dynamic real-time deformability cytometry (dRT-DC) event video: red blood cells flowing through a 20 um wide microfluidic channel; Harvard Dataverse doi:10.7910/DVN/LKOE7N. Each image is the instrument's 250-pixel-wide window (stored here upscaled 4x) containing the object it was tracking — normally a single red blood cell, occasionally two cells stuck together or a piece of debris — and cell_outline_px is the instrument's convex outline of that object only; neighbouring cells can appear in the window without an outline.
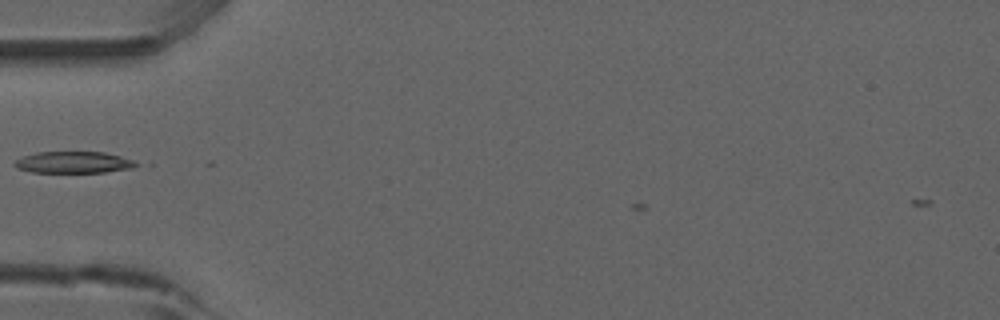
{"species": "common noctule bat (a hibernating species)", "species_latin": "Nyctalus noctula", "temperature_condition": "room temperature", "stored_images_in_passage": 32, "camera_frame_rate_fps": 3000, "um_per_image_px": 0.085, "animal": {"sex": "male", "forearm_length_mm": 52.5}, "frame": {"image": 1, "passage_image": 5, "time_ms": 1.333, "image_size_px": [1000, 320], "cell_outline_px": [[152, 168], [104, 172], [32, 172], [16, 168], [12, 164], [16, 160], [24, 156], [36, 152], [104, 152], [152, 164]], "centroid_in_image_um": [6.59, 13.81], "position_along_channel_um": 78.4, "area_um2": 16.24}}
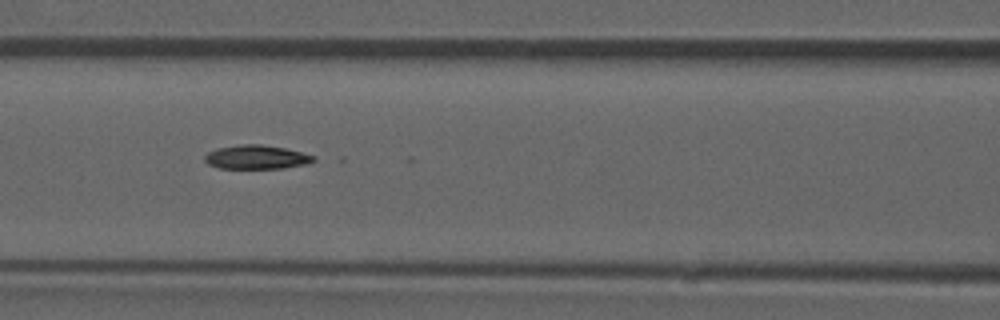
{"frame": {"image": 2, "passage_image": 10, "time_ms": 3.0, "image_size_px": [1000, 320], "cell_outline_px": [[316, 160], [304, 164], [280, 168], [220, 168], [208, 164], [204, 160], [204, 156], [208, 152], [220, 148], [240, 144], [260, 144], [284, 148], [316, 156]], "centroid_in_image_um": [21.78, 13.35], "position_along_channel_um": 144.8, "area_um2": 14.91}}